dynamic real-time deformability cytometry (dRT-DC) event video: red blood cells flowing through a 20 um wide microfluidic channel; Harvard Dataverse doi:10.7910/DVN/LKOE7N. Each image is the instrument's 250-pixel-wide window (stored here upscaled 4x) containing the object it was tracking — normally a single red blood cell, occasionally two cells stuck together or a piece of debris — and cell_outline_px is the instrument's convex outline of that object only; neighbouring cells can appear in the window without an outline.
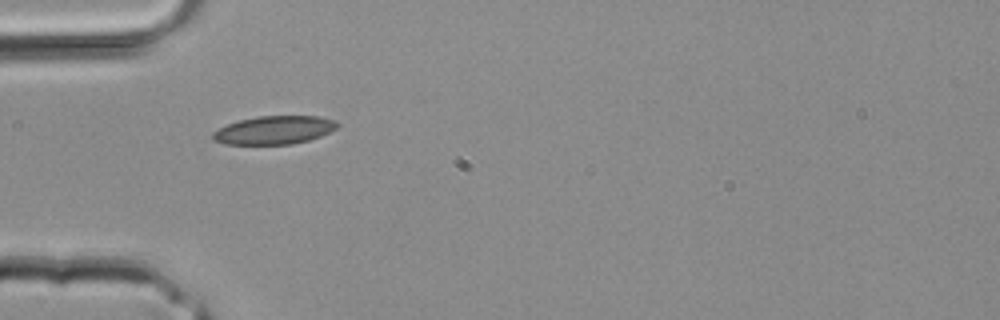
{"species": "common noctule bat (a hibernating species)", "species_latin": "Nyctalus noctula", "temperature_condition": "room temperature", "stored_images_in_passage": 3, "camera_frame_rate_fps": 3000, "um_per_image_px": 0.085, "animal": {"sex": "male", "body_mass_g": 20.4}, "frame": {"image": 1, "passage_image": 3, "time_ms": 0.667, "image_size_px": [1000, 320], "cell_outline_px": [[340, 124], [336, 128], [320, 136], [308, 140], [292, 144], [224, 144], [212, 140], [212, 132], [228, 124], [240, 120], [256, 116], [320, 116], [336, 120]], "centroid_in_image_um": [23.31, 11.05], "position_along_channel_um": 61.7, "area_um2": 20.52}}